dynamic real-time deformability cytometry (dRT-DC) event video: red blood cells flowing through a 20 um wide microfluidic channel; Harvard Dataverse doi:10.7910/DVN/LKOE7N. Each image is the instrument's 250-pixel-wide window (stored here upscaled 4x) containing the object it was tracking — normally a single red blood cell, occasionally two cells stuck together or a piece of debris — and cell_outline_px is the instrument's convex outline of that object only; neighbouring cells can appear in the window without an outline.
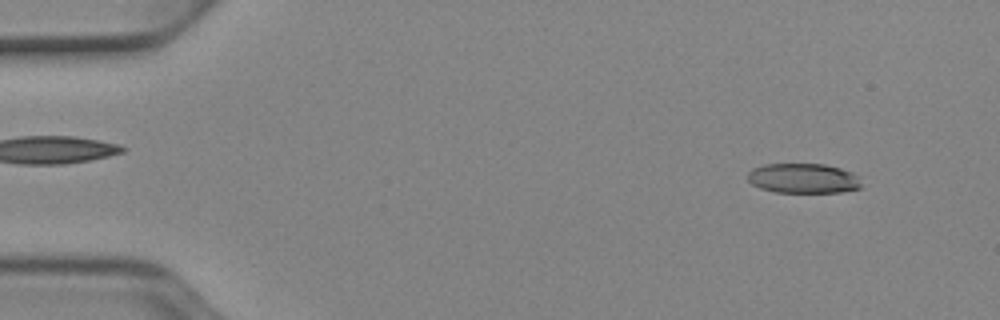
{"species": "Egyptian fruit bat (a non-hibernating species)", "species_latin": "Rousettus aegyptiacus", "temperature_condition": "cold", "stored_images_in_passage": 51, "camera_frame_rate_fps": 3000, "um_per_image_px": 0.085, "animal": {"sex": "female"}, "frame": {"image": 1, "passage_image": 4, "time_ms": 1.0, "image_size_px": [1000, 320], "cell_outline_px": [[864, 188], [840, 192], [776, 192], [760, 188], [752, 184], [748, 180], [748, 172], [752, 168], [764, 164], [824, 164], [840, 168], [852, 172], [856, 176]], "centroid_in_image_um": [68.28, 15.16], "position_along_channel_um": 16.7, "area_um2": 19.83}}
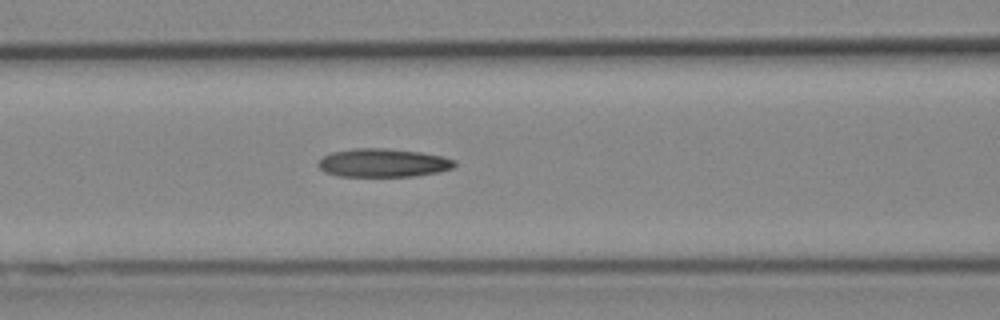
{"frame": {"image": 2, "passage_image": 21, "time_ms": 6.667, "image_size_px": [1000, 320], "cell_outline_px": [[456, 164], [452, 168], [436, 172], [416, 176], [336, 176], [324, 172], [316, 164], [324, 156], [332, 152], [352, 148], [384, 148], [420, 152], [440, 156], [456, 160]], "centroid_in_image_um": [32.53, 13.84], "position_along_channel_um": 134.1, "area_um2": 22.54}}
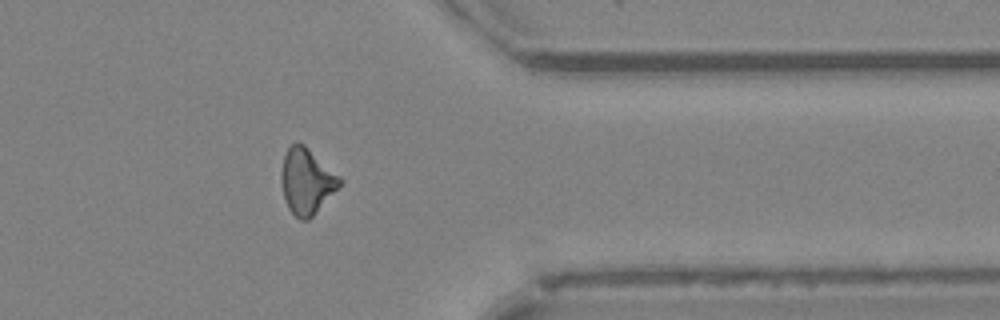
{"frame": {"image": 3, "passage_image": 41, "time_ms": 13.333, "image_size_px": [1000, 320], "cell_outline_px": [[344, 180], [312, 216], [308, 220], [300, 220], [288, 208], [284, 200], [280, 180], [280, 172], [284, 156], [288, 148], [296, 140], [304, 144], [340, 176]], "centroid_in_image_um": [26.03, 15.38], "position_along_channel_um": 385.4, "area_um2": 22.31}, "authors_computed_cell_mechanics": {"area_um2": 22.0796, "velocity_mm_per_s": 3.9336, "shape_relaxation_time_tau1_ms": null, "shape_relaxation_time_tau2_ms": 6.2772, "deformation_change_tau1": null, "deformation_change_tau2": 0.1714}}